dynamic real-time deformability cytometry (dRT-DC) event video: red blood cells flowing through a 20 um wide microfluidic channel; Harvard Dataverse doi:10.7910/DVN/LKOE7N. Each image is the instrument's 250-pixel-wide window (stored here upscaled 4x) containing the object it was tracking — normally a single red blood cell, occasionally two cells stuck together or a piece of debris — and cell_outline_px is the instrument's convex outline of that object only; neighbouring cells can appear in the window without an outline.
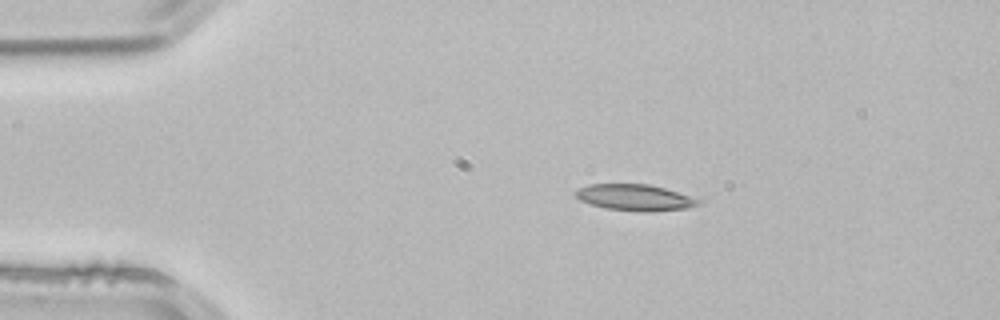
{"species": "common noctule bat (a hibernating species)", "species_latin": "Nyctalus noctula", "temperature_condition": "room temperature", "stored_images_in_passage": 2, "camera_frame_rate_fps": 3000, "um_per_image_px": 0.085, "animal": {"sex": "male", "body_mass_g": 21.5, "forearm_length_mm": 52.0}, "frame": {"image": 1, "passage_image": 1, "time_ms": 0.0, "image_size_px": [1000, 320], "cell_outline_px": [[700, 204], [688, 208], [652, 212], [640, 212], [604, 208], [580, 200], [572, 192], [588, 184], [648, 184], [664, 188], [700, 200]], "centroid_in_image_um": [53.93, 16.8], "position_along_channel_um": 31.1, "area_um2": 18.73}}